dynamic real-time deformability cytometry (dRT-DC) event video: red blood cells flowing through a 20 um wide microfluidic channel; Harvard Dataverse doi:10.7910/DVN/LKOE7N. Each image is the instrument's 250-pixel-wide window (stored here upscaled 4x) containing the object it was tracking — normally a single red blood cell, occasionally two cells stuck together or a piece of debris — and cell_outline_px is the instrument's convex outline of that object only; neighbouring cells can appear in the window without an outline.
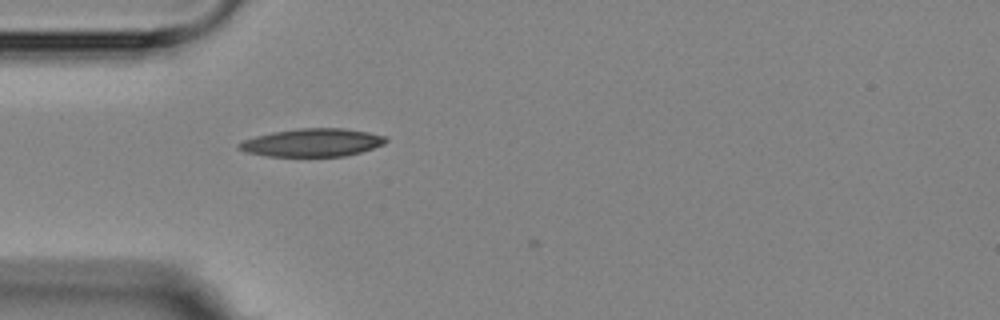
{"species": "Egyptian fruit bat (a non-hibernating species)", "species_latin": "Rousettus aegyptiacus", "temperature_condition": "room temperature", "stored_images_in_passage": 1, "camera_frame_rate_fps": 3000, "um_per_image_px": 0.085, "animal": {"sex": "female"}, "frame": {"image": 1, "passage_image": 1, "time_ms": 0.0, "image_size_px": [1000, 320], "cell_outline_px": [[388, 140], [384, 144], [360, 152], [344, 156], [268, 156], [244, 152], [236, 148], [236, 144], [244, 140], [256, 136], [272, 132], [296, 128], [344, 128], [368, 132], [384, 136]], "centroid_in_image_um": [26.5, 12.11], "position_along_channel_um": 58.5, "area_um2": 23.99}}